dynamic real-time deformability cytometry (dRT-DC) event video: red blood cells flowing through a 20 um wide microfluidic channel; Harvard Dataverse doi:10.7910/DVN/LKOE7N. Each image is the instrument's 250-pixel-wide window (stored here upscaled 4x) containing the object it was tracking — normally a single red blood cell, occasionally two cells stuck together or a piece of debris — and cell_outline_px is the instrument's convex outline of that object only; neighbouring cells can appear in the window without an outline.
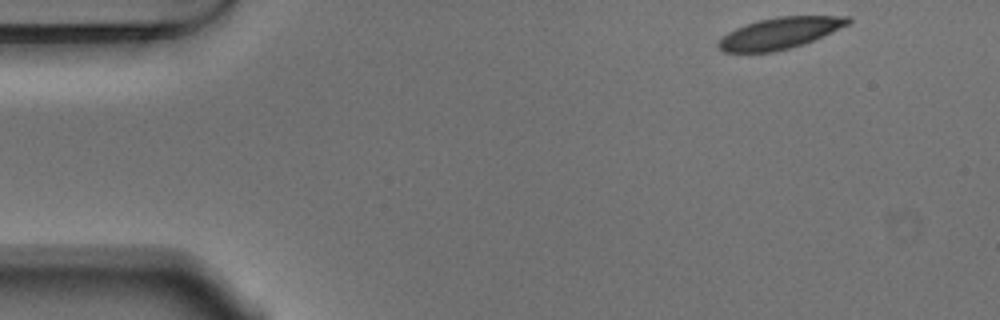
{"species": "Egyptian fruit bat (a non-hibernating species)", "species_latin": "Rousettus aegyptiacus", "temperature_condition": "warm", "stored_images_in_passage": 49, "camera_frame_rate_fps": 3000, "um_per_image_px": 0.085, "animal": {"sex": "male"}, "frame": {"image": 1, "passage_image": 1, "time_ms": 0.0, "image_size_px": [1000, 320], "cell_outline_px": [[852, 20], [848, 24], [804, 44], [772, 52], [724, 52], [716, 48], [716, 44], [728, 32], [736, 28], [760, 20], [780, 16], [852, 16]], "centroid_in_image_um": [66.27, 2.82], "position_along_channel_um": 18.7, "area_um2": 23.35}}
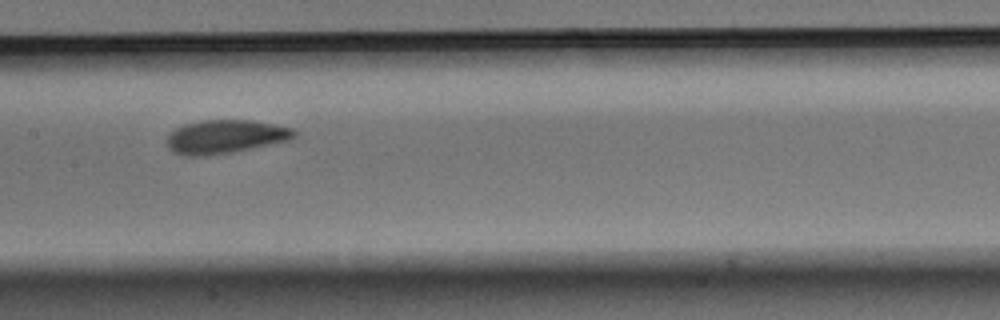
{"frame": {"image": 2, "passage_image": 22, "time_ms": 7.0, "image_size_px": [1000, 320], "cell_outline_px": [[296, 136], [288, 140], [252, 148], [232, 152], [208, 156], [180, 156], [172, 152], [168, 148], [168, 136], [176, 128], [184, 124], [200, 120], [252, 120], [276, 124], [292, 128], [296, 132]], "centroid_in_image_um": [19.13, 11.62], "position_along_channel_um": 188.3, "area_um2": 25.03}}
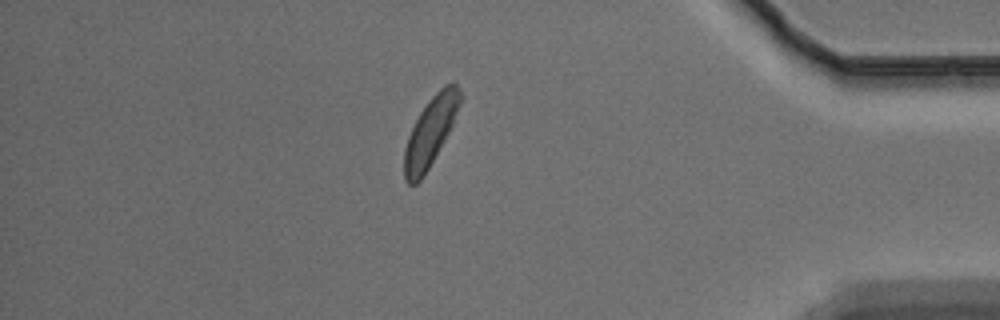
{"frame": {"image": 3, "passage_image": 42, "time_ms": 13.667, "image_size_px": [1000, 320], "cell_outline_px": [[460, 104], [452, 124], [444, 140], [424, 176], [416, 184], [408, 184], [404, 180], [404, 148], [408, 136], [420, 112], [428, 100], [444, 84], [452, 80], [456, 80], [460, 92]], "centroid_in_image_um": [36.57, 11.17], "position_along_channel_um": 398.6, "area_um2": 22.2}, "authors_computed_cell_mechanics": {"area_um2": 23.8136, "velocity_mm_per_s": 3.7023, "shape_relaxation_time_tau1_ms": 3.9824, "shape_relaxation_time_tau2_ms": 3.3467, "deformation_change_tau1": 0.1418, "deformation_change_tau2": 0.0789}}